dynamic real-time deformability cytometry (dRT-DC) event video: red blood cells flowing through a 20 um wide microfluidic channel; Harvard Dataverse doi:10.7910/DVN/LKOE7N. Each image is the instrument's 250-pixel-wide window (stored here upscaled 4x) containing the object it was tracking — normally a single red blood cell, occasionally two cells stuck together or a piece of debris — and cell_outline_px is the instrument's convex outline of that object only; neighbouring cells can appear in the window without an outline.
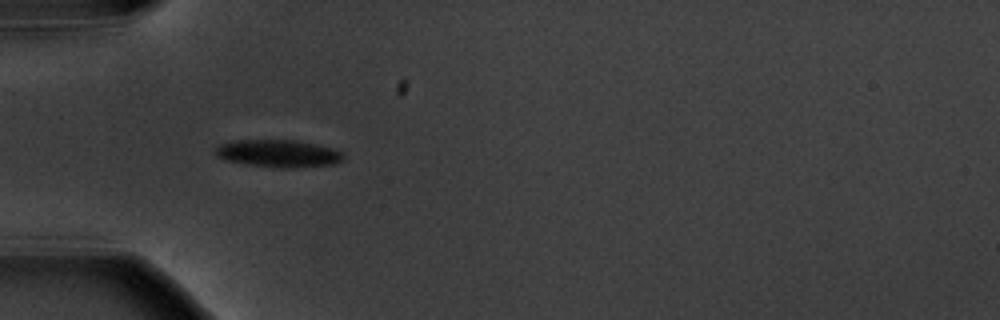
{"species": "common noctule bat (a hibernating species)", "species_latin": "Nyctalus noctula", "temperature_condition": "warm", "stored_images_in_passage": 6, "camera_frame_rate_fps": 3000, "um_per_image_px": 0.085, "animal": {"sex": "male", "body_mass_g": 20.1, "forearm_length_mm": 53.5}, "frame": {"image": 1, "passage_image": 5, "time_ms": 4.667, "image_size_px": [1000, 320], "cell_outline_px": [[344, 160], [336, 164], [292, 168], [276, 168], [224, 160], [216, 156], [212, 148], [220, 144], [232, 140], [296, 140], [316, 144], [332, 148], [344, 152]], "centroid_in_image_um": [23.66, 13.04], "position_along_channel_um": 61.3, "area_um2": 20.81}}